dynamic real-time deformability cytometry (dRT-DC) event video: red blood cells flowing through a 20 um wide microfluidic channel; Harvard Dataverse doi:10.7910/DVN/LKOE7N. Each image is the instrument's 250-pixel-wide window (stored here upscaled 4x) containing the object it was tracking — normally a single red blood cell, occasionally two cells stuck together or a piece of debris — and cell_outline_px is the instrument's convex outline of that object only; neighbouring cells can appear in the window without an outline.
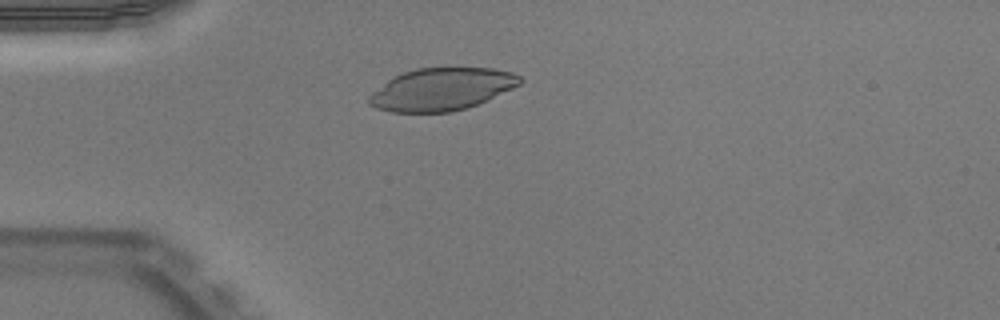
{"species": "Egyptian fruit bat (a non-hibernating species)", "species_latin": "Rousettus aegyptiacus", "temperature_condition": "warm", "stored_images_in_passage": 38, "camera_frame_rate_fps": 3000, "um_per_image_px": 0.085, "animal": {"sex": "male"}, "frame": {"image": 1, "passage_image": 1, "time_ms": 0.0, "image_size_px": [1000, 320], "cell_outline_px": [[524, 80], [520, 84], [512, 88], [468, 108], [452, 112], [392, 112], [376, 108], [368, 104], [368, 96], [372, 92], [388, 80], [404, 72], [416, 68], [492, 68], [512, 72], [520, 76]], "centroid_in_image_um": [37.53, 7.59], "position_along_channel_um": 47.5, "area_um2": 37.11}}